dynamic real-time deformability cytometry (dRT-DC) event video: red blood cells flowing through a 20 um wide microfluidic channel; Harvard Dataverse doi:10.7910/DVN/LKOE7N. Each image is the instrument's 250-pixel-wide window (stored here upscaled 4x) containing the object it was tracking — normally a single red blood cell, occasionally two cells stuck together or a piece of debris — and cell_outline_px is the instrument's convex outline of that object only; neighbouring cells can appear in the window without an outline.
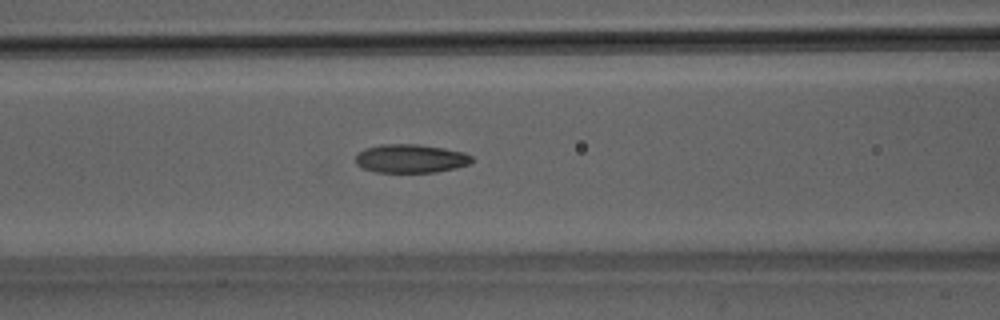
{"species": "Egyptian fruit bat (a non-hibernating species)", "species_latin": "Rousettus aegyptiacus", "temperature_condition": "room temperature", "stored_images_in_passage": 39, "camera_frame_rate_fps": 3000, "um_per_image_px": 0.085, "animal": {"sex": "male"}, "frame": {"image": 1, "passage_image": 10, "time_ms": 3.0, "image_size_px": [1000, 320], "cell_outline_px": [[472, 164], [456, 168], [436, 172], [376, 172], [364, 168], [356, 164], [356, 156], [364, 148], [380, 144], [416, 144], [444, 148], [464, 152], [472, 156]], "centroid_in_image_um": [34.93, 13.47], "position_along_channel_um": 131.7, "area_um2": 19.42}}
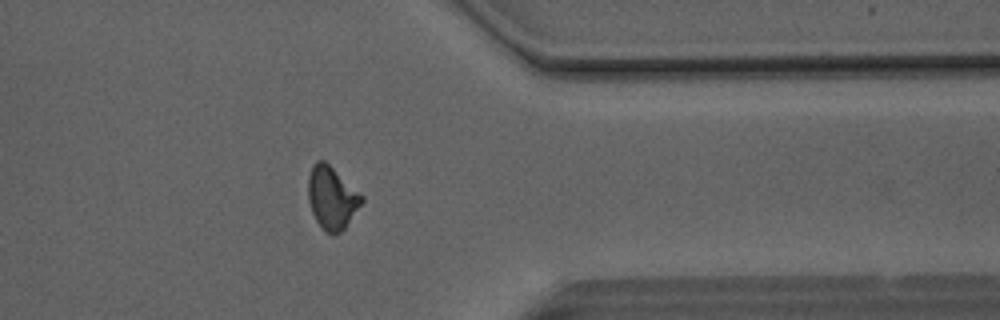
{"frame": {"image": 2, "passage_image": 29, "time_ms": 9.333, "image_size_px": [1000, 320], "cell_outline_px": [[364, 200], [344, 228], [340, 232], [332, 236], [324, 232], [316, 220], [312, 212], [308, 200], [308, 176], [312, 164], [316, 160], [324, 160], [364, 196]], "centroid_in_image_um": [28.19, 16.81], "position_along_channel_um": 383.2, "area_um2": 19.59}}
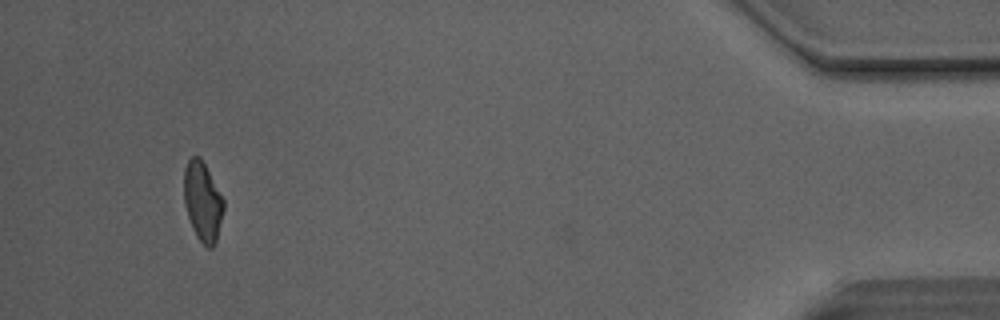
{"frame": {"image": 3, "passage_image": 36, "time_ms": 11.667, "image_size_px": [1000, 320], "cell_outline_px": [[224, 208], [216, 244], [212, 248], [208, 248], [196, 236], [188, 216], [184, 204], [184, 168], [188, 160], [192, 156], [200, 156], [224, 200]], "centroid_in_image_um": [17.22, 17.14], "position_along_channel_um": 418.0, "area_um2": 18.26}, "authors_computed_cell_mechanics": {"area_um2": 19.1896, "velocity_mm_per_s": 4.1438, "shape_relaxation_time_tau1_ms": 11.2239, "shape_relaxation_time_tau2_ms": 2.8109, "deformation_change_tau1": 0.2221, "deformation_change_tau2": 0.1034}}